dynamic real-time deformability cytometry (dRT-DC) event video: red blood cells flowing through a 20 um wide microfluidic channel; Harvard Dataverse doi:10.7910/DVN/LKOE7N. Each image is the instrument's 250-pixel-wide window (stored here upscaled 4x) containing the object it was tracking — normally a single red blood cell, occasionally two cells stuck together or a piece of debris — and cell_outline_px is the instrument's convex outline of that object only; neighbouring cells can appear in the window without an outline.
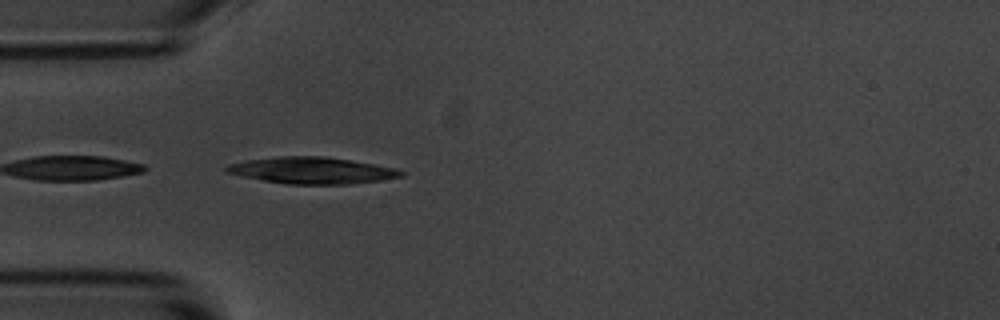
{"species": "common noctule bat (a hibernating species)", "species_latin": "Nyctalus noctula", "temperature_condition": "room temperature", "stored_images_in_passage": 5, "camera_frame_rate_fps": 3000, "um_per_image_px": 0.085, "animal": {"sex": "male", "body_mass_g": 20.1, "forearm_length_mm": 53.5}, "frame": {"image": 1, "passage_image": 5, "time_ms": 1.333, "image_size_px": [1000, 320], "cell_outline_px": [[404, 176], [380, 180], [348, 184], [288, 184], [264, 180], [224, 172], [224, 168], [228, 164], [248, 160], [276, 156], [324, 156], [376, 164], [396, 168], [404, 172]], "centroid_in_image_um": [26.53, 14.48], "position_along_channel_um": 58.5, "area_um2": 26.93}}